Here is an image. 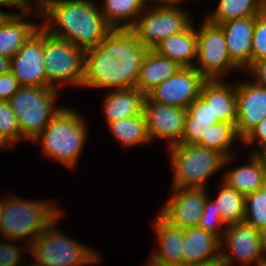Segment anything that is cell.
Returning <instances> with one entry per match:
<instances>
[{"instance_id": "1", "label": "cell", "mask_w": 266, "mask_h": 266, "mask_svg": "<svg viewBox=\"0 0 266 266\" xmlns=\"http://www.w3.org/2000/svg\"><path fill=\"white\" fill-rule=\"evenodd\" d=\"M147 51L129 29H113L99 44L85 50L83 86L136 87Z\"/></svg>"}, {"instance_id": "2", "label": "cell", "mask_w": 266, "mask_h": 266, "mask_svg": "<svg viewBox=\"0 0 266 266\" xmlns=\"http://www.w3.org/2000/svg\"><path fill=\"white\" fill-rule=\"evenodd\" d=\"M36 4L41 6L42 14L56 21L44 30L83 50L96 46L113 30L91 1L40 0Z\"/></svg>"}, {"instance_id": "3", "label": "cell", "mask_w": 266, "mask_h": 266, "mask_svg": "<svg viewBox=\"0 0 266 266\" xmlns=\"http://www.w3.org/2000/svg\"><path fill=\"white\" fill-rule=\"evenodd\" d=\"M60 210L46 202L21 201L17 198L1 200L0 230L7 239L17 240L32 235L31 244L56 218Z\"/></svg>"}, {"instance_id": "4", "label": "cell", "mask_w": 266, "mask_h": 266, "mask_svg": "<svg viewBox=\"0 0 266 266\" xmlns=\"http://www.w3.org/2000/svg\"><path fill=\"white\" fill-rule=\"evenodd\" d=\"M82 120L74 111L62 108L33 141L42 139L44 152L48 156L73 167L86 137V126Z\"/></svg>"}, {"instance_id": "5", "label": "cell", "mask_w": 266, "mask_h": 266, "mask_svg": "<svg viewBox=\"0 0 266 266\" xmlns=\"http://www.w3.org/2000/svg\"><path fill=\"white\" fill-rule=\"evenodd\" d=\"M170 148L176 189L204 188L207 178L230 160L217 150L198 144H177Z\"/></svg>"}, {"instance_id": "6", "label": "cell", "mask_w": 266, "mask_h": 266, "mask_svg": "<svg viewBox=\"0 0 266 266\" xmlns=\"http://www.w3.org/2000/svg\"><path fill=\"white\" fill-rule=\"evenodd\" d=\"M57 88L21 86L9 99L22 136L32 141L46 128L60 109H53Z\"/></svg>"}, {"instance_id": "7", "label": "cell", "mask_w": 266, "mask_h": 266, "mask_svg": "<svg viewBox=\"0 0 266 266\" xmlns=\"http://www.w3.org/2000/svg\"><path fill=\"white\" fill-rule=\"evenodd\" d=\"M43 60L47 82L62 81V85H82L85 50L71 42L49 34L43 28Z\"/></svg>"}, {"instance_id": "8", "label": "cell", "mask_w": 266, "mask_h": 266, "mask_svg": "<svg viewBox=\"0 0 266 266\" xmlns=\"http://www.w3.org/2000/svg\"><path fill=\"white\" fill-rule=\"evenodd\" d=\"M57 218L33 241L30 248L40 266H81L97 262V256L86 247L53 229Z\"/></svg>"}, {"instance_id": "9", "label": "cell", "mask_w": 266, "mask_h": 266, "mask_svg": "<svg viewBox=\"0 0 266 266\" xmlns=\"http://www.w3.org/2000/svg\"><path fill=\"white\" fill-rule=\"evenodd\" d=\"M191 25L188 15L176 7H153L142 18L122 24L146 48L153 49L163 39L179 34Z\"/></svg>"}, {"instance_id": "10", "label": "cell", "mask_w": 266, "mask_h": 266, "mask_svg": "<svg viewBox=\"0 0 266 266\" xmlns=\"http://www.w3.org/2000/svg\"><path fill=\"white\" fill-rule=\"evenodd\" d=\"M197 57L201 67L194 68L205 79H218L226 69L237 67L229 57L222 28L208 20L197 32Z\"/></svg>"}, {"instance_id": "11", "label": "cell", "mask_w": 266, "mask_h": 266, "mask_svg": "<svg viewBox=\"0 0 266 266\" xmlns=\"http://www.w3.org/2000/svg\"><path fill=\"white\" fill-rule=\"evenodd\" d=\"M205 80L194 67H181L173 76L150 91L147 96L160 104L187 109L199 97Z\"/></svg>"}, {"instance_id": "12", "label": "cell", "mask_w": 266, "mask_h": 266, "mask_svg": "<svg viewBox=\"0 0 266 266\" xmlns=\"http://www.w3.org/2000/svg\"><path fill=\"white\" fill-rule=\"evenodd\" d=\"M43 27L38 29L10 58V72L20 86L54 87L46 79L43 60Z\"/></svg>"}, {"instance_id": "13", "label": "cell", "mask_w": 266, "mask_h": 266, "mask_svg": "<svg viewBox=\"0 0 266 266\" xmlns=\"http://www.w3.org/2000/svg\"><path fill=\"white\" fill-rule=\"evenodd\" d=\"M222 244L216 235L200 227L186 228L184 229L182 264L190 266H230L231 256L221 253Z\"/></svg>"}, {"instance_id": "14", "label": "cell", "mask_w": 266, "mask_h": 266, "mask_svg": "<svg viewBox=\"0 0 266 266\" xmlns=\"http://www.w3.org/2000/svg\"><path fill=\"white\" fill-rule=\"evenodd\" d=\"M142 112L150 140L155 136L173 140L171 146L180 144L187 109L160 104L145 95Z\"/></svg>"}, {"instance_id": "15", "label": "cell", "mask_w": 266, "mask_h": 266, "mask_svg": "<svg viewBox=\"0 0 266 266\" xmlns=\"http://www.w3.org/2000/svg\"><path fill=\"white\" fill-rule=\"evenodd\" d=\"M159 216L173 227H198L207 200L204 188L176 189Z\"/></svg>"}, {"instance_id": "16", "label": "cell", "mask_w": 266, "mask_h": 266, "mask_svg": "<svg viewBox=\"0 0 266 266\" xmlns=\"http://www.w3.org/2000/svg\"><path fill=\"white\" fill-rule=\"evenodd\" d=\"M236 133L244 140L266 117V87L243 83L236 86Z\"/></svg>"}, {"instance_id": "17", "label": "cell", "mask_w": 266, "mask_h": 266, "mask_svg": "<svg viewBox=\"0 0 266 266\" xmlns=\"http://www.w3.org/2000/svg\"><path fill=\"white\" fill-rule=\"evenodd\" d=\"M225 235L228 249L245 264L244 266L253 260H256L258 265L266 260L264 234L254 226L245 221L237 222L228 225Z\"/></svg>"}, {"instance_id": "18", "label": "cell", "mask_w": 266, "mask_h": 266, "mask_svg": "<svg viewBox=\"0 0 266 266\" xmlns=\"http://www.w3.org/2000/svg\"><path fill=\"white\" fill-rule=\"evenodd\" d=\"M225 36L231 61L239 68L251 65L252 35L255 16L218 24Z\"/></svg>"}, {"instance_id": "19", "label": "cell", "mask_w": 266, "mask_h": 266, "mask_svg": "<svg viewBox=\"0 0 266 266\" xmlns=\"http://www.w3.org/2000/svg\"><path fill=\"white\" fill-rule=\"evenodd\" d=\"M225 85L222 80L206 79L199 97L210 107L214 118L220 122L236 123V87Z\"/></svg>"}, {"instance_id": "20", "label": "cell", "mask_w": 266, "mask_h": 266, "mask_svg": "<svg viewBox=\"0 0 266 266\" xmlns=\"http://www.w3.org/2000/svg\"><path fill=\"white\" fill-rule=\"evenodd\" d=\"M153 50L180 67H194L191 59L197 56V32L190 25L183 32L163 39Z\"/></svg>"}, {"instance_id": "21", "label": "cell", "mask_w": 266, "mask_h": 266, "mask_svg": "<svg viewBox=\"0 0 266 266\" xmlns=\"http://www.w3.org/2000/svg\"><path fill=\"white\" fill-rule=\"evenodd\" d=\"M155 229L160 243V251H156L150 264L182 265V249L184 229L173 227L158 216Z\"/></svg>"}, {"instance_id": "22", "label": "cell", "mask_w": 266, "mask_h": 266, "mask_svg": "<svg viewBox=\"0 0 266 266\" xmlns=\"http://www.w3.org/2000/svg\"><path fill=\"white\" fill-rule=\"evenodd\" d=\"M181 67L174 61L160 56L153 49L145 54L136 87L147 95L156 86L173 76Z\"/></svg>"}, {"instance_id": "23", "label": "cell", "mask_w": 266, "mask_h": 266, "mask_svg": "<svg viewBox=\"0 0 266 266\" xmlns=\"http://www.w3.org/2000/svg\"><path fill=\"white\" fill-rule=\"evenodd\" d=\"M251 164L230 170L224 182L243 196H247L266 185V159L254 153Z\"/></svg>"}, {"instance_id": "24", "label": "cell", "mask_w": 266, "mask_h": 266, "mask_svg": "<svg viewBox=\"0 0 266 266\" xmlns=\"http://www.w3.org/2000/svg\"><path fill=\"white\" fill-rule=\"evenodd\" d=\"M144 97L137 87L113 91L104 104L107 123L142 114Z\"/></svg>"}, {"instance_id": "25", "label": "cell", "mask_w": 266, "mask_h": 266, "mask_svg": "<svg viewBox=\"0 0 266 266\" xmlns=\"http://www.w3.org/2000/svg\"><path fill=\"white\" fill-rule=\"evenodd\" d=\"M23 16L11 15L0 25V56L12 58L39 27L21 21Z\"/></svg>"}, {"instance_id": "26", "label": "cell", "mask_w": 266, "mask_h": 266, "mask_svg": "<svg viewBox=\"0 0 266 266\" xmlns=\"http://www.w3.org/2000/svg\"><path fill=\"white\" fill-rule=\"evenodd\" d=\"M219 122L210 107L200 97L196 98L187 108L180 144H198L206 128Z\"/></svg>"}, {"instance_id": "27", "label": "cell", "mask_w": 266, "mask_h": 266, "mask_svg": "<svg viewBox=\"0 0 266 266\" xmlns=\"http://www.w3.org/2000/svg\"><path fill=\"white\" fill-rule=\"evenodd\" d=\"M263 11V0H220L216 12L207 20L214 24L257 16Z\"/></svg>"}, {"instance_id": "28", "label": "cell", "mask_w": 266, "mask_h": 266, "mask_svg": "<svg viewBox=\"0 0 266 266\" xmlns=\"http://www.w3.org/2000/svg\"><path fill=\"white\" fill-rule=\"evenodd\" d=\"M113 135L125 146L148 142L146 120L144 114L123 118L109 123Z\"/></svg>"}, {"instance_id": "29", "label": "cell", "mask_w": 266, "mask_h": 266, "mask_svg": "<svg viewBox=\"0 0 266 266\" xmlns=\"http://www.w3.org/2000/svg\"><path fill=\"white\" fill-rule=\"evenodd\" d=\"M216 209L224 224L232 225L245 219V196L223 182L216 200Z\"/></svg>"}, {"instance_id": "30", "label": "cell", "mask_w": 266, "mask_h": 266, "mask_svg": "<svg viewBox=\"0 0 266 266\" xmlns=\"http://www.w3.org/2000/svg\"><path fill=\"white\" fill-rule=\"evenodd\" d=\"M145 3L144 0H105L102 14L112 29H122L123 22H120L139 16Z\"/></svg>"}, {"instance_id": "31", "label": "cell", "mask_w": 266, "mask_h": 266, "mask_svg": "<svg viewBox=\"0 0 266 266\" xmlns=\"http://www.w3.org/2000/svg\"><path fill=\"white\" fill-rule=\"evenodd\" d=\"M235 124L236 123L219 122L212 126H208L198 145L217 150L226 158L230 157L226 152H228V148H230L233 140L236 137L238 138Z\"/></svg>"}, {"instance_id": "32", "label": "cell", "mask_w": 266, "mask_h": 266, "mask_svg": "<svg viewBox=\"0 0 266 266\" xmlns=\"http://www.w3.org/2000/svg\"><path fill=\"white\" fill-rule=\"evenodd\" d=\"M244 221L263 234L266 232V185L245 196Z\"/></svg>"}, {"instance_id": "33", "label": "cell", "mask_w": 266, "mask_h": 266, "mask_svg": "<svg viewBox=\"0 0 266 266\" xmlns=\"http://www.w3.org/2000/svg\"><path fill=\"white\" fill-rule=\"evenodd\" d=\"M0 132L12 144L22 137L18 120L8 101H0Z\"/></svg>"}, {"instance_id": "34", "label": "cell", "mask_w": 266, "mask_h": 266, "mask_svg": "<svg viewBox=\"0 0 266 266\" xmlns=\"http://www.w3.org/2000/svg\"><path fill=\"white\" fill-rule=\"evenodd\" d=\"M264 58H266V13L262 11L255 16L251 63Z\"/></svg>"}, {"instance_id": "35", "label": "cell", "mask_w": 266, "mask_h": 266, "mask_svg": "<svg viewBox=\"0 0 266 266\" xmlns=\"http://www.w3.org/2000/svg\"><path fill=\"white\" fill-rule=\"evenodd\" d=\"M208 200L209 199L207 197L198 227L206 230L207 232L213 233L221 239L216 227L223 225L224 223L220 217V211H217L216 209V202L213 201L209 203Z\"/></svg>"}, {"instance_id": "36", "label": "cell", "mask_w": 266, "mask_h": 266, "mask_svg": "<svg viewBox=\"0 0 266 266\" xmlns=\"http://www.w3.org/2000/svg\"><path fill=\"white\" fill-rule=\"evenodd\" d=\"M21 86L9 71L0 76V101H9Z\"/></svg>"}, {"instance_id": "37", "label": "cell", "mask_w": 266, "mask_h": 266, "mask_svg": "<svg viewBox=\"0 0 266 266\" xmlns=\"http://www.w3.org/2000/svg\"><path fill=\"white\" fill-rule=\"evenodd\" d=\"M21 251L8 244H0V266H17Z\"/></svg>"}, {"instance_id": "38", "label": "cell", "mask_w": 266, "mask_h": 266, "mask_svg": "<svg viewBox=\"0 0 266 266\" xmlns=\"http://www.w3.org/2000/svg\"><path fill=\"white\" fill-rule=\"evenodd\" d=\"M256 138L260 141V145L262 146V151H260L259 154H263L266 152V117L259 122V124L243 141L251 143L256 140Z\"/></svg>"}, {"instance_id": "39", "label": "cell", "mask_w": 266, "mask_h": 266, "mask_svg": "<svg viewBox=\"0 0 266 266\" xmlns=\"http://www.w3.org/2000/svg\"><path fill=\"white\" fill-rule=\"evenodd\" d=\"M248 68L256 75V84L266 87V58L252 62Z\"/></svg>"}, {"instance_id": "40", "label": "cell", "mask_w": 266, "mask_h": 266, "mask_svg": "<svg viewBox=\"0 0 266 266\" xmlns=\"http://www.w3.org/2000/svg\"><path fill=\"white\" fill-rule=\"evenodd\" d=\"M1 5H12L16 6L17 8L23 9L22 11L29 10L30 7H28V2L26 0H0V6Z\"/></svg>"}, {"instance_id": "41", "label": "cell", "mask_w": 266, "mask_h": 266, "mask_svg": "<svg viewBox=\"0 0 266 266\" xmlns=\"http://www.w3.org/2000/svg\"><path fill=\"white\" fill-rule=\"evenodd\" d=\"M10 71V59L0 56V76Z\"/></svg>"}, {"instance_id": "42", "label": "cell", "mask_w": 266, "mask_h": 266, "mask_svg": "<svg viewBox=\"0 0 266 266\" xmlns=\"http://www.w3.org/2000/svg\"><path fill=\"white\" fill-rule=\"evenodd\" d=\"M146 1V0H144ZM158 1V0H157ZM161 2H164V5L162 6H157V7H169V8H174V6L177 2L182 1V0H160Z\"/></svg>"}, {"instance_id": "43", "label": "cell", "mask_w": 266, "mask_h": 266, "mask_svg": "<svg viewBox=\"0 0 266 266\" xmlns=\"http://www.w3.org/2000/svg\"><path fill=\"white\" fill-rule=\"evenodd\" d=\"M9 146V144H11L0 132V146L3 148H6L5 146Z\"/></svg>"}, {"instance_id": "44", "label": "cell", "mask_w": 266, "mask_h": 266, "mask_svg": "<svg viewBox=\"0 0 266 266\" xmlns=\"http://www.w3.org/2000/svg\"><path fill=\"white\" fill-rule=\"evenodd\" d=\"M13 15L12 13L8 14V13H3L0 11V25L5 21V19L8 17V16H11Z\"/></svg>"}, {"instance_id": "45", "label": "cell", "mask_w": 266, "mask_h": 266, "mask_svg": "<svg viewBox=\"0 0 266 266\" xmlns=\"http://www.w3.org/2000/svg\"><path fill=\"white\" fill-rule=\"evenodd\" d=\"M149 266H190V265H158V264H149Z\"/></svg>"}, {"instance_id": "46", "label": "cell", "mask_w": 266, "mask_h": 266, "mask_svg": "<svg viewBox=\"0 0 266 266\" xmlns=\"http://www.w3.org/2000/svg\"><path fill=\"white\" fill-rule=\"evenodd\" d=\"M264 248H265V258H266V232L264 233Z\"/></svg>"}, {"instance_id": "47", "label": "cell", "mask_w": 266, "mask_h": 266, "mask_svg": "<svg viewBox=\"0 0 266 266\" xmlns=\"http://www.w3.org/2000/svg\"><path fill=\"white\" fill-rule=\"evenodd\" d=\"M263 12L266 13V0H263Z\"/></svg>"}, {"instance_id": "48", "label": "cell", "mask_w": 266, "mask_h": 266, "mask_svg": "<svg viewBox=\"0 0 266 266\" xmlns=\"http://www.w3.org/2000/svg\"><path fill=\"white\" fill-rule=\"evenodd\" d=\"M258 266H266V260L261 262Z\"/></svg>"}, {"instance_id": "49", "label": "cell", "mask_w": 266, "mask_h": 266, "mask_svg": "<svg viewBox=\"0 0 266 266\" xmlns=\"http://www.w3.org/2000/svg\"><path fill=\"white\" fill-rule=\"evenodd\" d=\"M28 266H40V265L38 263L37 264L36 263L35 264L32 263V264H30Z\"/></svg>"}]
</instances>
